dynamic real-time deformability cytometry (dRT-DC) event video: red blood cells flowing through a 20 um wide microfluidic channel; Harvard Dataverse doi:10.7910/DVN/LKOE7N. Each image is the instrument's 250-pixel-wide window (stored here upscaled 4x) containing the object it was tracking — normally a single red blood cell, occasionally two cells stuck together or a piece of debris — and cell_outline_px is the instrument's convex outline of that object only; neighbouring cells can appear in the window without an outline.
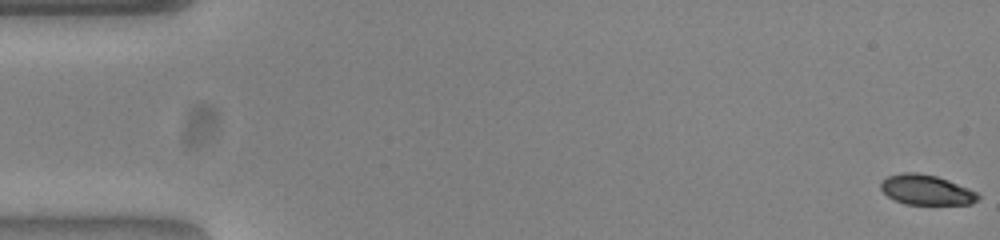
{"species": "common noctule bat (a hibernating species)", "species_latin": "Nyctalus noctula", "temperature_condition": "warm", "stored_images_in_passage": 54, "camera_frame_rate_fps": 3000, "um_per_image_px": 0.085, "animal": {"sex": "female", "body_mass_g": 23.0, "forearm_length_mm": 53.4}, "frame": {"image": 1, "passage_image": 1, "time_ms": 0.0, "image_size_px": [1000, 240], "cell_outline_px": [[980, 196], [972, 204], [904, 204], [888, 196], [880, 188], [880, 184], [888, 176], [904, 172], [916, 172], [936, 176], [948, 180], [968, 188], [976, 192]], "centroid_in_image_um": [78.73, 16.14], "position_along_channel_um": 6.3, "area_um2": 16.82}}
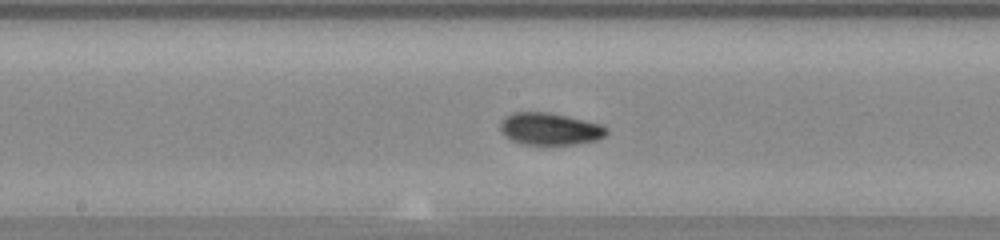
{"frame": {"image": 2, "passage_image": 28, "time_ms": 9.0, "image_size_px": [1000, 240], "cell_outline_px": [[608, 132], [604, 136], [596, 140], [576, 144], [524, 144], [512, 140], [500, 128], [500, 124], [512, 112], [548, 112], [584, 120], [600, 124], [608, 128]], "centroid_in_image_um": [46.78, 10.95], "position_along_channel_um": 201.4, "area_um2": 19.48}}
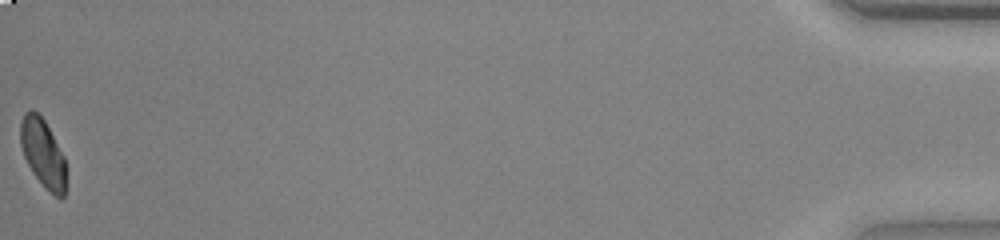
{"frame": {"image": 3, "passage_image": 54, "time_ms": 17.667, "image_size_px": [1000, 240], "cell_outline_px": [[68, 168], [64, 196], [60, 200], [32, 172], [24, 156], [20, 144], [20, 124], [24, 112], [32, 108], [44, 120], [64, 156]], "centroid_in_image_um": [3.67, 13.01], "position_along_channel_um": 431.5, "area_um2": 18.15}, "authors_computed_cell_mechanics": {"area_um2": 18.9584, "velocity_mm_per_s": 3.8513, "shape_relaxation_time_tau1_ms": 2.877, "shape_relaxation_time_tau2_ms": 2.3253, "deformation_change_tau1": 0.1441, "deformation_change_tau2": 0.0449}}